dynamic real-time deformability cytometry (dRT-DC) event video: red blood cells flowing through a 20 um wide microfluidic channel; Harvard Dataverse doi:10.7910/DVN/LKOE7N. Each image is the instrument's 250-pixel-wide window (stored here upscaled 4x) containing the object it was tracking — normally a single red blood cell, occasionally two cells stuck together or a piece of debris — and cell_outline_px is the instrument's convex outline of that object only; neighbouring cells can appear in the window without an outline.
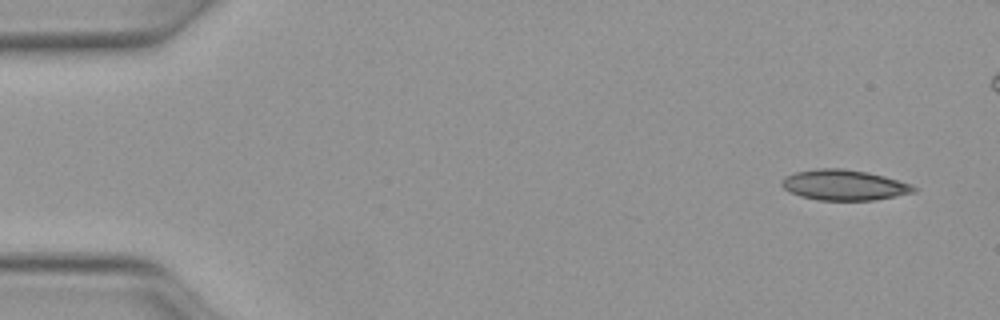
{"species": "Egyptian fruit bat (a non-hibernating species)", "species_latin": "Rousettus aegyptiacus", "temperature_condition": "warm", "stored_images_in_passage": 48, "camera_frame_rate_fps": 3000, "um_per_image_px": 0.085, "animal": {"sex": "female"}, "frame": {"image": 1, "passage_image": 1, "time_ms": 0.0, "image_size_px": [1000, 320], "cell_outline_px": [[920, 188], [916, 192], [896, 196], [872, 200], [820, 200], [800, 196], [784, 188], [780, 184], [784, 176], [796, 172], [816, 168], [844, 168], [868, 172], [884, 176], [912, 184]], "centroid_in_image_um": [71.78, 15.72], "position_along_channel_um": 13.2, "area_um2": 23.58}}
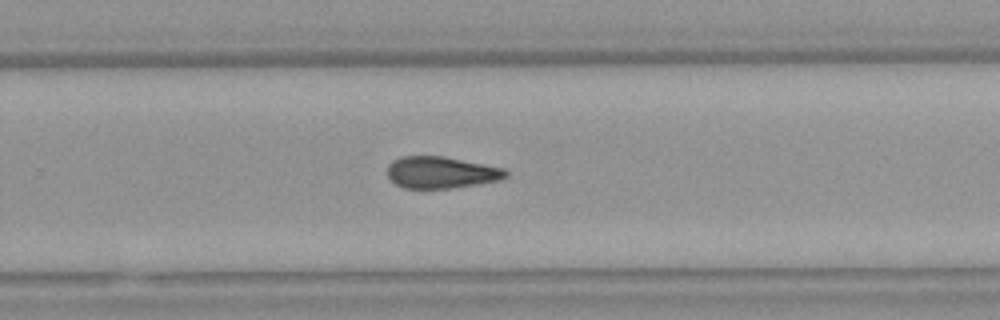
{"frame": {"image": 2, "passage_image": 30, "time_ms": 9.667, "image_size_px": [1000, 320], "cell_outline_px": [[508, 176], [500, 180], [452, 188], [404, 188], [396, 184], [388, 176], [388, 164], [392, 160], [400, 156], [444, 156], [504, 168], [508, 172]], "centroid_in_image_um": [37.49, 14.65], "position_along_channel_um": 292.3, "area_um2": 21.91}}
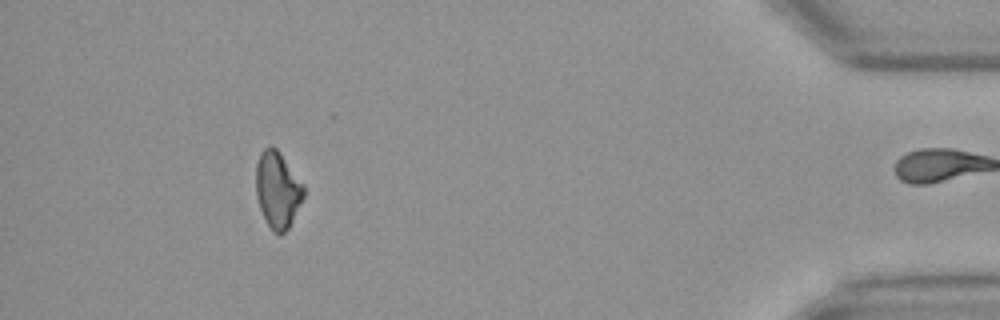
{"frame": {"image": 3, "passage_image": 43, "time_ms": 14.0, "image_size_px": [1000, 320], "cell_outline_px": [[304, 196], [288, 228], [280, 236], [272, 232], [260, 208], [256, 196], [256, 164], [260, 152], [264, 148], [276, 148], [280, 152], [304, 184]], "centroid_in_image_um": [23.59, 16.14], "position_along_channel_um": 411.6, "area_um2": 21.15}, "authors_computed_cell_mechanics": {"area_um2": 22.7154, "velocity_mm_per_s": 4.1444, "shape_relaxation_time_tau1_ms": null, "shape_relaxation_time_tau2_ms": 5.6879, "deformation_change_tau1": null, "deformation_change_tau2": 0.1371}}